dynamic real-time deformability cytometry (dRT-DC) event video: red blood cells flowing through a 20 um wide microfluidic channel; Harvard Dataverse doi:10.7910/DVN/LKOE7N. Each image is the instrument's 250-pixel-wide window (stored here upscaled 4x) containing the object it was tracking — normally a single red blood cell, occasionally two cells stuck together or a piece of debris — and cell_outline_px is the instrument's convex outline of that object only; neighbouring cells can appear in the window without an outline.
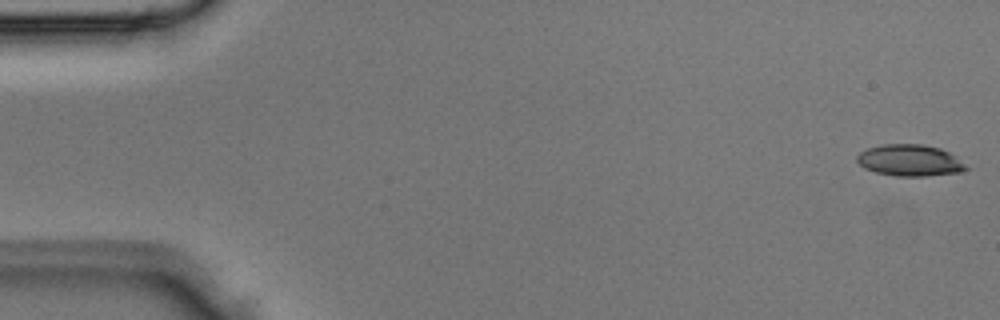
{"species": "Egyptian fruit bat (a non-hibernating species)", "species_latin": "Rousettus aegyptiacus", "temperature_condition": "room temperature", "stored_images_in_passage": 4, "camera_frame_rate_fps": 3000, "um_per_image_px": 0.085, "animal": {"sex": "male"}, "frame": {"image": 1, "passage_image": 1, "time_ms": 0.0, "image_size_px": [1000, 320], "cell_outline_px": [[968, 168], [960, 172], [924, 176], [896, 176], [876, 172], [864, 168], [856, 160], [856, 156], [860, 152], [868, 148], [884, 144], [920, 144], [940, 148], [948, 152]], "centroid_in_image_um": [77.28, 13.63], "position_along_channel_um": 7.7, "area_um2": 19.71}}
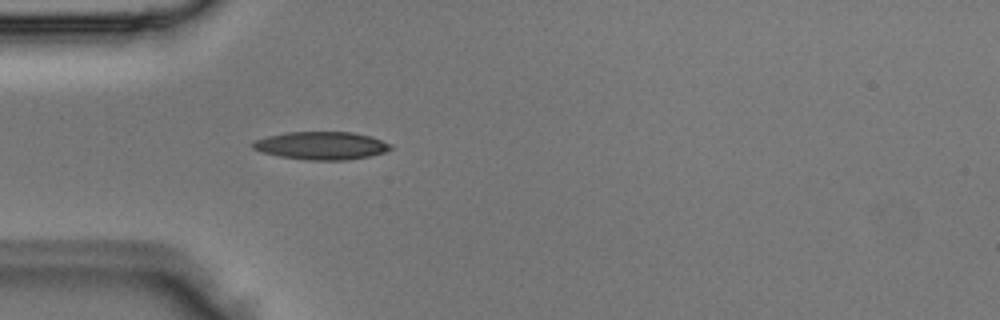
{"frame": {"image": 2, "passage_image": 4, "time_ms": 1.0, "image_size_px": [1000, 320], "cell_outline_px": [[392, 148], [384, 152], [368, 156], [344, 160], [312, 160], [280, 156], [264, 152], [252, 148], [248, 144], [252, 140], [284, 132], [352, 132], [372, 136], [392, 144]], "centroid_in_image_um": [27.29, 12.36], "position_along_channel_um": 57.7, "area_um2": 22.43}}